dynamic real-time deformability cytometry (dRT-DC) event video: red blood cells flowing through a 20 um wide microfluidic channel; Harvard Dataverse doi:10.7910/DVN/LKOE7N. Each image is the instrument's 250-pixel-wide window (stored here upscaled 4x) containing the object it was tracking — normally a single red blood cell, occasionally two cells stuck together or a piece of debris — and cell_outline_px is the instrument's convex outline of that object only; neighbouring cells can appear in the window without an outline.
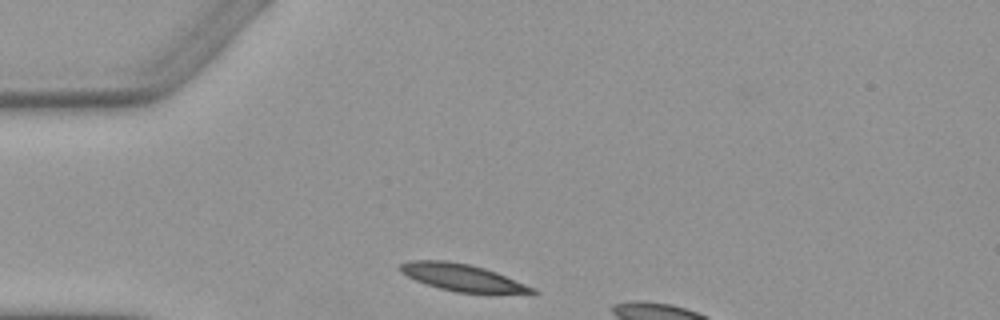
{"species": "Egyptian fruit bat (a non-hibernating species)", "species_latin": "Rousettus aegyptiacus", "temperature_condition": "warm", "stored_images_in_passage": 3, "camera_frame_rate_fps": 3000, "um_per_image_px": 0.085, "animal": {"sex": "female"}, "frame": {"image": 1, "passage_image": 1, "time_ms": 0.0, "image_size_px": [1000, 320], "cell_outline_px": [[540, 292], [536, 296], [532, 296], [456, 292], [440, 288], [416, 280], [400, 272], [396, 268], [400, 264], [408, 260], [444, 260], [468, 264], [484, 268], [496, 272], [536, 288]], "centroid_in_image_um": [39.46, 23.64], "position_along_channel_um": 45.5, "area_um2": 21.62}}